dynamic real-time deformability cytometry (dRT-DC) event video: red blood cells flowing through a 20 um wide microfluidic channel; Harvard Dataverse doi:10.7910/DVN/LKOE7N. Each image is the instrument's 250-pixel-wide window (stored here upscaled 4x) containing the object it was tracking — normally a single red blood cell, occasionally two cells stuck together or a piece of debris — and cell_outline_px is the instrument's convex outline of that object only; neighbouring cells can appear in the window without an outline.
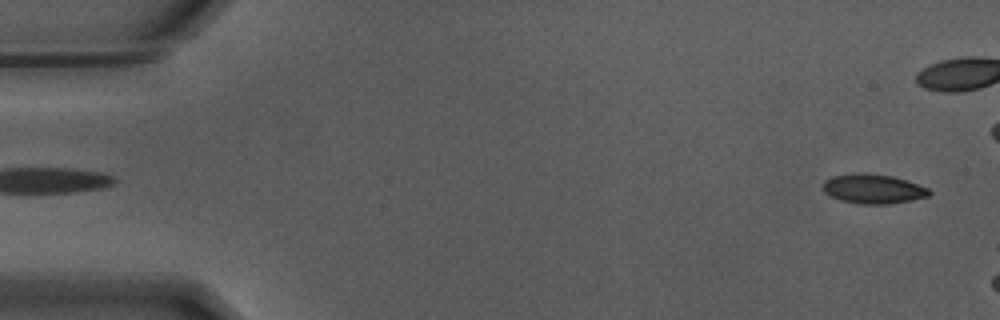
{"species": "Egyptian fruit bat (a non-hibernating species)", "species_latin": "Rousettus aegyptiacus", "temperature_condition": "warm", "stored_images_in_passage": 8, "camera_frame_rate_fps": 3000, "um_per_image_px": 0.085, "animal": {"sex": "male"}, "frame": {"image": 1, "passage_image": 2, "time_ms": 0.333, "image_size_px": [1000, 320], "cell_outline_px": [[932, 192], [928, 196], [912, 200], [888, 204], [860, 204], [840, 200], [824, 192], [824, 180], [832, 176], [892, 176], [928, 188]], "centroid_in_image_um": [74.26, 16.11], "position_along_channel_um": 10.7, "area_um2": 17.22}}